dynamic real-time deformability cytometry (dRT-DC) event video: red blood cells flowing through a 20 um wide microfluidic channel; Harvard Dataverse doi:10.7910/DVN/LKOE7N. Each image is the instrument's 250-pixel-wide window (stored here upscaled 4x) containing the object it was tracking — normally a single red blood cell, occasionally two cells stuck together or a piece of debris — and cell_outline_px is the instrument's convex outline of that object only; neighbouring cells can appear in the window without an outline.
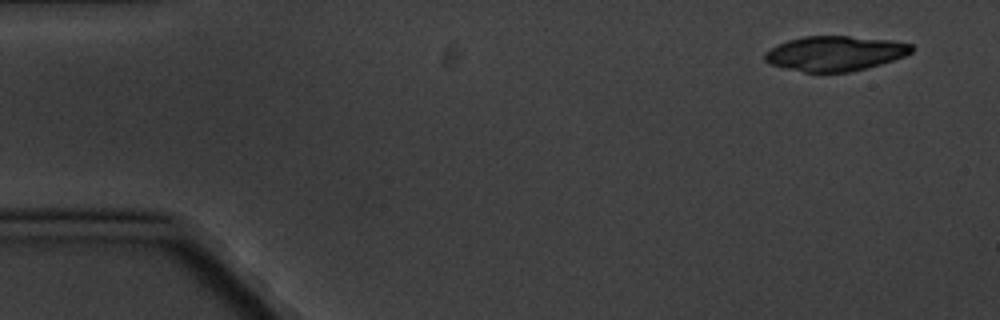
{"species": "common noctule bat (a hibernating species)", "species_latin": "Nyctalus noctula", "temperature_condition": "cold", "stored_images_in_passage": 5, "camera_frame_rate_fps": 3000, "um_per_image_px": 0.085, "animal": {"sex": "male", "body_mass_g": 20.1, "forearm_length_mm": 53.5}, "frame": {"image": 1, "passage_image": 1, "time_ms": 0.0, "image_size_px": [1000, 320], "cell_outline_px": [[916, 48], [912, 52], [904, 56], [880, 64], [848, 72], [804, 72], [784, 68], [768, 64], [764, 60], [764, 52], [788, 40], [804, 36], [848, 36], [892, 40], [912, 44]], "centroid_in_image_um": [70.97, 4.54], "position_along_channel_um": 14.0, "area_um2": 29.82}}